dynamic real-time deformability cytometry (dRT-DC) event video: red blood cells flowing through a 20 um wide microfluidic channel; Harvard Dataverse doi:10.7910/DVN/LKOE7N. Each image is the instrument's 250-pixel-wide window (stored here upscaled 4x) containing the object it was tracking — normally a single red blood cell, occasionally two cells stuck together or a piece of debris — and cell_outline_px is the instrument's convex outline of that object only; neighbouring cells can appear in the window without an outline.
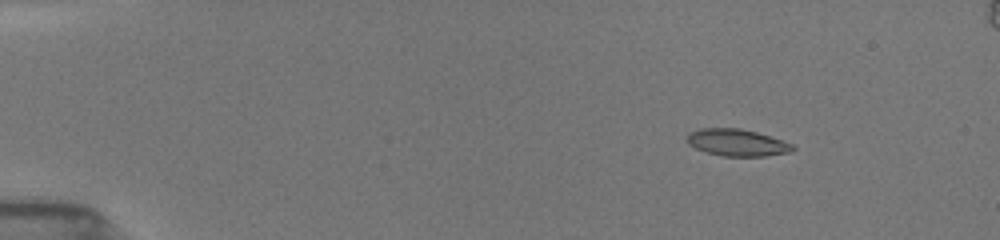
{"species": "common noctule bat (a hibernating species)", "species_latin": "Nyctalus noctula", "temperature_condition": "room temperature", "stored_images_in_passage": 53, "camera_frame_rate_fps": 3000, "um_per_image_px": 0.085, "animal": {"sex": "female", "body_mass_g": 19.5, "forearm_length_mm": 54.1}, "frame": {"image": 1, "passage_image": 6, "time_ms": 2.0, "image_size_px": [1000, 240], "cell_outline_px": [[796, 148], [788, 152], [764, 156], [720, 156], [696, 148], [688, 144], [688, 132], [700, 128], [740, 128], [756, 132], [792, 144]], "centroid_in_image_um": [62.61, 12.11], "position_along_channel_um": 22.4, "area_um2": 16.36}}